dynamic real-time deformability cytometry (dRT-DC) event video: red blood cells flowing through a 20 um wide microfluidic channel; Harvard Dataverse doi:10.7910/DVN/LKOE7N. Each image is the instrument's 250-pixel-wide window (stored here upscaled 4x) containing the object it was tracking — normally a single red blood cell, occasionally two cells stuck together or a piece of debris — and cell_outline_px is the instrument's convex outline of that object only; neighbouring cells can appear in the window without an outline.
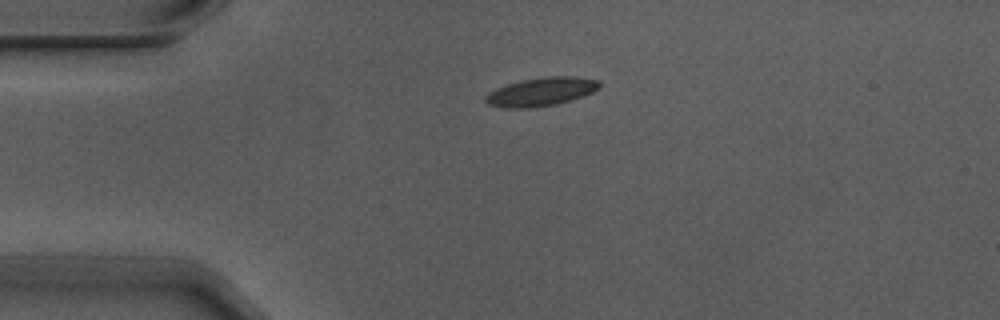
{"species": "Egyptian fruit bat (a non-hibernating species)", "species_latin": "Rousettus aegyptiacus", "temperature_condition": "warm", "stored_images_in_passage": 4, "camera_frame_rate_fps": 3000, "um_per_image_px": 0.085, "animal": {"sex": "male"}, "frame": {"image": 1, "passage_image": 4, "time_ms": 1.0, "image_size_px": [1000, 320], "cell_outline_px": [[600, 88], [592, 92], [556, 104], [528, 108], [504, 108], [488, 104], [484, 100], [484, 96], [488, 92], [496, 88], [520, 80], [548, 76], [572, 76], [596, 80], [600, 84]], "centroid_in_image_um": [45.93, 7.79], "position_along_channel_um": 39.1, "area_um2": 18.73}}